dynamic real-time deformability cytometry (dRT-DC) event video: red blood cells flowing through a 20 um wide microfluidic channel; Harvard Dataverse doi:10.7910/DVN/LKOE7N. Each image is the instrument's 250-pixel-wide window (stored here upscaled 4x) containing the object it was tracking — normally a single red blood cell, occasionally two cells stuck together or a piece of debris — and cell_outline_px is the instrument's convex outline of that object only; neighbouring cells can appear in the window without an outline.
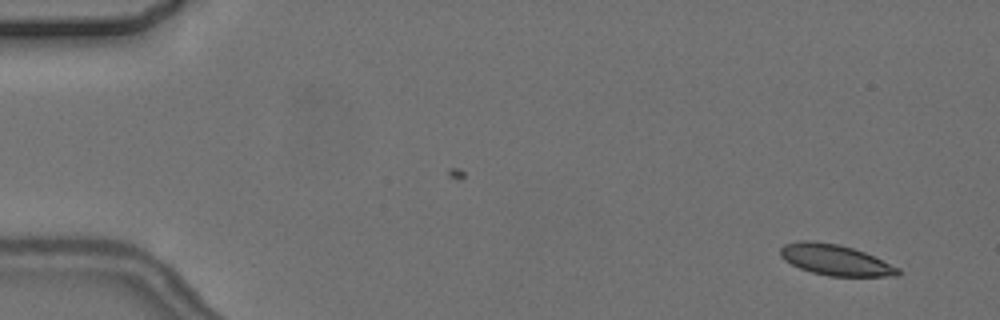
{"species": "common noctule bat (a hibernating species)", "species_latin": "Nyctalus noctula", "temperature_condition": "cold", "stored_images_in_passage": 3, "camera_frame_rate_fps": 3000, "um_per_image_px": 0.085, "animal": {"sex": "female", "body_mass_g": 24.6, "forearm_length_mm": 56.2}, "frame": {"image": 1, "passage_image": 3, "time_ms": 2.333, "image_size_px": [1000, 320], "cell_outline_px": [[904, 272], [900, 276], [828, 276], [812, 272], [800, 268], [784, 260], [780, 256], [780, 248], [784, 244], [800, 240], [812, 240], [840, 244], [864, 252], [900, 268]], "centroid_in_image_um": [71.01, 22.09], "position_along_channel_um": 14.0, "area_um2": 21.27}}